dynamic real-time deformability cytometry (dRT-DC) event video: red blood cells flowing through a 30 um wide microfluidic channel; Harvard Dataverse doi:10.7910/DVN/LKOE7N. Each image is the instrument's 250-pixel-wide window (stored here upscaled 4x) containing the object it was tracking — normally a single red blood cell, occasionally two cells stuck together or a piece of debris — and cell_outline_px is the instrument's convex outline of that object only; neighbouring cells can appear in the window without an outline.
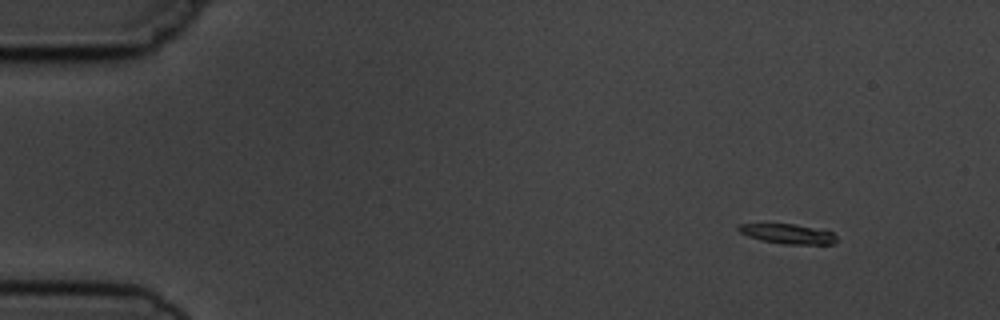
{"species": "common noctule bat (a hibernating species)", "species_latin": "Nyctalus noctula", "temperature_condition": "cold", "stored_images_in_passage": 4, "camera_frame_rate_fps": 3000, "um_per_image_px": 0.085, "animal": {"sex": "male", "body_mass_g": 19.5, "forearm_length_mm": 54.6}, "frame": {"image": 1, "passage_image": 1, "time_ms": 0.0, "image_size_px": [1000, 320], "cell_outline_px": [[836, 244], [784, 244], [760, 240], [748, 236], [740, 232], [736, 228], [740, 224], [796, 224], [832, 232], [836, 236]], "centroid_in_image_um": [66.97, 19.88], "position_along_channel_um": 18.0, "area_um2": 11.21}}